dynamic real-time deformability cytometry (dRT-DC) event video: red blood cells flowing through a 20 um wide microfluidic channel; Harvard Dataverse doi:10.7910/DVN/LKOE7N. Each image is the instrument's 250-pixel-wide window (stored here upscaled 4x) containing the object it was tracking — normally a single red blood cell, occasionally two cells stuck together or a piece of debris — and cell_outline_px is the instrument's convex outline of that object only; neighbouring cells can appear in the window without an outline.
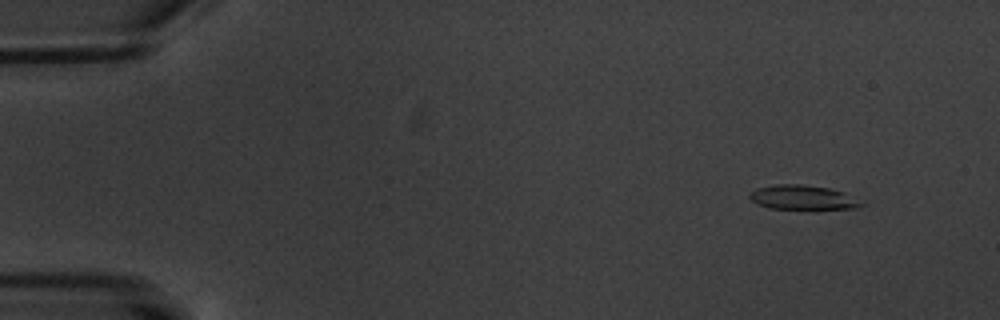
{"species": "common noctule bat (a hibernating species)", "species_latin": "Nyctalus noctula", "temperature_condition": "warm", "stored_images_in_passage": 4, "camera_frame_rate_fps": 3000, "um_per_image_px": 0.085, "animal": {"sex": "male", "body_mass_g": 20.1, "forearm_length_mm": 53.5}, "frame": {"image": 1, "passage_image": 1, "time_ms": 0.0, "image_size_px": [1000, 320], "cell_outline_px": [[868, 204], [856, 208], [768, 208], [756, 204], [748, 196], [756, 188], [776, 184], [800, 184], [828, 188], [844, 192]], "centroid_in_image_um": [68.24, 16.77], "position_along_channel_um": 16.8, "area_um2": 15.72}}
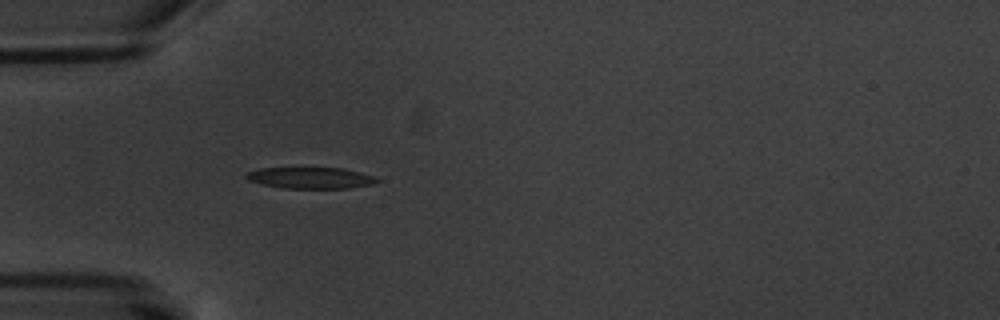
{"frame": {"image": 2, "passage_image": 4, "time_ms": 4.333, "image_size_px": [1000, 320], "cell_outline_px": [[380, 180], [372, 184], [352, 188], [284, 188], [264, 184], [248, 180], [244, 176], [248, 172], [260, 168], [344, 168], [376, 176]], "centroid_in_image_um": [26.45, 15.12], "position_along_channel_um": 58.6, "area_um2": 16.18}}